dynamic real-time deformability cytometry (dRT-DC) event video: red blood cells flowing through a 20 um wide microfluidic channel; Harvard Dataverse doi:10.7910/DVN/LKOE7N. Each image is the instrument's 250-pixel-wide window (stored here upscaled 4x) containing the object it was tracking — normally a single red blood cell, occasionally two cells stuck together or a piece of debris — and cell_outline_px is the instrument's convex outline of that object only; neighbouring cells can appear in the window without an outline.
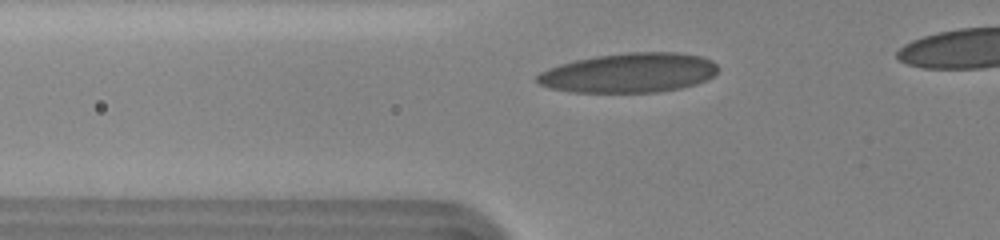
{"species": "human", "species_latin": "Homo sapiens", "temperature_condition": "cold", "stored_images_in_passage": 20, "camera_frame_rate_fps": 3000, "um_per_image_px": 0.085, "donor": {"sex": "female"}, "frame": {"image": 1, "passage_image": 6, "time_ms": 2.333, "image_size_px": [1000, 240], "cell_outline_px": [[720, 68], [716, 76], [708, 80], [696, 84], [680, 88], [656, 92], [572, 92], [548, 88], [540, 84], [536, 80], [536, 76], [540, 72], [548, 68], [560, 64], [576, 60], [596, 56], [628, 52], [676, 52], [700, 56], [712, 60]], "centroid_in_image_um": [53.51, 6.19], "position_along_channel_um": 72.3, "area_um2": 41.96}}